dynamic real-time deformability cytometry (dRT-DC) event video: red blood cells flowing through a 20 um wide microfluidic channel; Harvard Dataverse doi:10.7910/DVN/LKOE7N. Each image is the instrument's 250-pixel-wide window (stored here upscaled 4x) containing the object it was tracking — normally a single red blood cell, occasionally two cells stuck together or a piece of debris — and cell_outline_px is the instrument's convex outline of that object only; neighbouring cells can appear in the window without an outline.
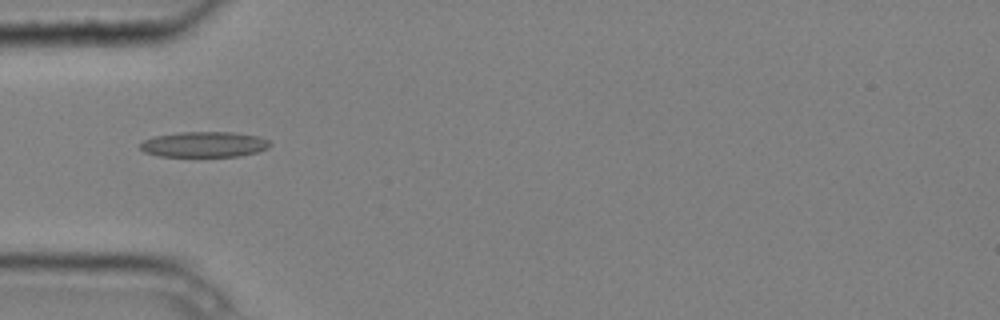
{"species": "common noctule bat (a hibernating species)", "species_latin": "Nyctalus noctula", "temperature_condition": "cold", "stored_images_in_passage": 5, "camera_frame_rate_fps": 3000, "um_per_image_px": 0.085, "animal": {"sex": "male", "body_mass_g": 20.4}, "frame": {"image": 1, "passage_image": 5, "time_ms": 1.333, "image_size_px": [1000, 320], "cell_outline_px": [[272, 144], [268, 148], [256, 152], [240, 156], [156, 156], [144, 152], [140, 148], [140, 144], [144, 140], [156, 136], [180, 132], [232, 132], [260, 136], [268, 140]], "centroid_in_image_um": [17.37, 12.27], "position_along_channel_um": 67.6, "area_um2": 19.31}}